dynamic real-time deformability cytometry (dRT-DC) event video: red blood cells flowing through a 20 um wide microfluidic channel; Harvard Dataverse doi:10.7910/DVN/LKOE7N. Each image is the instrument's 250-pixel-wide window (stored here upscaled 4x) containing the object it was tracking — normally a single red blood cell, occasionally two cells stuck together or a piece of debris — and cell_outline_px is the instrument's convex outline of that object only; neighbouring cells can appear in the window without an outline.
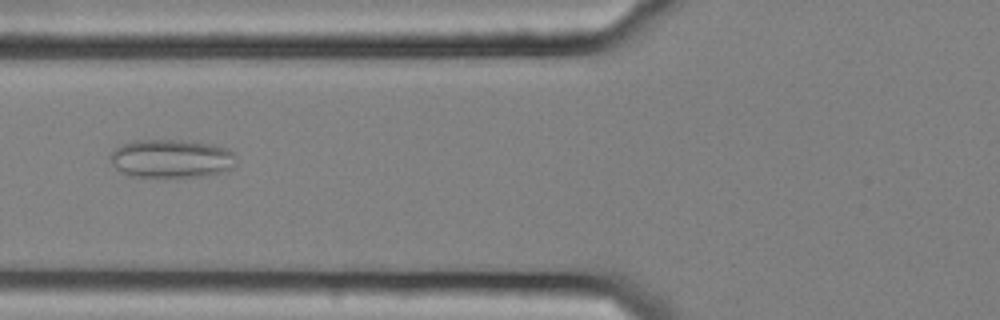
{"species": "common noctule bat (a hibernating species)", "species_latin": "Nyctalus noctula", "temperature_condition": "cold", "stored_images_in_passage": 48, "camera_frame_rate_fps": 3000, "um_per_image_px": 0.085, "animal": {"sex": "female", "body_mass_g": 25.1}, "frame": {"image": 1, "passage_image": 14, "time_ms": 4.333, "image_size_px": [1000, 320], "cell_outline_px": [[236, 164], [228, 172], [204, 176], [164, 180], [128, 176], [120, 172], [112, 164], [112, 152], [120, 144], [132, 140], [180, 140], [212, 144], [228, 148], [236, 152]], "centroid_in_image_um": [14.61, 13.53], "position_along_channel_um": 111.2, "area_um2": 29.59}}
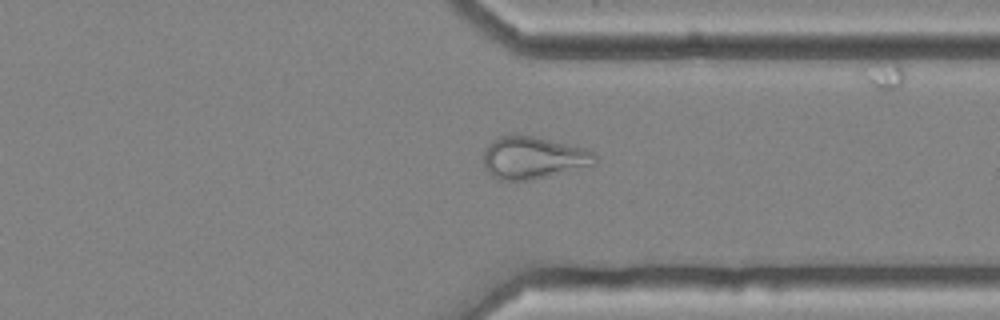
{"frame": {"image": 2, "passage_image": 35, "time_ms": 11.333, "image_size_px": [1000, 320], "cell_outline_px": [[596, 164], [548, 176], [528, 180], [496, 180], [484, 168], [484, 148], [496, 136], [532, 136], [584, 148], [596, 152]], "centroid_in_image_um": [45.29, 13.42], "position_along_channel_um": 366.1, "area_um2": 27.34}, "authors_computed_cell_mechanics": {"area_um2": 28.0619, "velocity_mm_per_s": 3.6292, "shape_relaxation_time_tau1_ms": null, "shape_relaxation_time_tau2_ms": 3.1724, "deformation_change_tau1": null, "deformation_change_tau2": 0.0967}}